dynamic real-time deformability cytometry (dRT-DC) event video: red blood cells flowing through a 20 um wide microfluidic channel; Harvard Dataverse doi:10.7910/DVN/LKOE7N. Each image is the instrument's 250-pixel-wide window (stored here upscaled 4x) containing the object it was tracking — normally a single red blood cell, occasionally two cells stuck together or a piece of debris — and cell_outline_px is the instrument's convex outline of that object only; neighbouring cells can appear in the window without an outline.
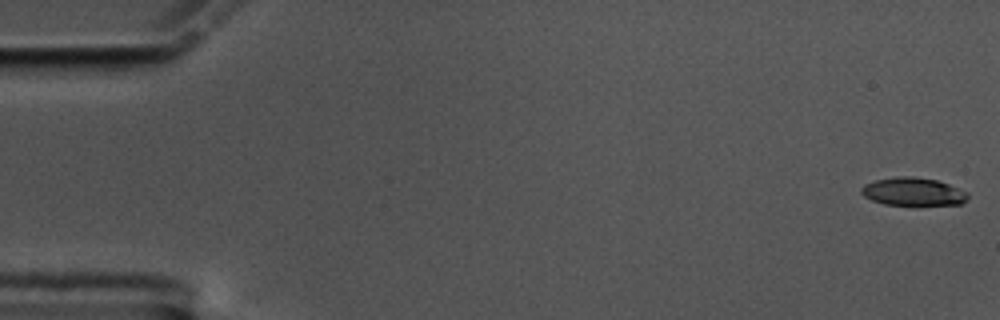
{"species": "common noctule bat (a hibernating species)", "species_latin": "Nyctalus noctula", "temperature_condition": "cold", "stored_images_in_passage": 58, "camera_frame_rate_fps": 3000, "um_per_image_px": 0.085, "animal": {"sex": "male", "body_mass_g": 17.5, "forearm_length_mm": 52.3}, "frame": {"image": 1, "passage_image": 1, "time_ms": 0.0, "image_size_px": [1000, 320], "cell_outline_px": [[968, 196], [960, 204], [884, 204], [872, 200], [864, 196], [860, 192], [860, 188], [864, 184], [876, 180], [896, 176], [912, 176], [936, 180], [948, 184], [968, 192]], "centroid_in_image_um": [77.57, 16.27], "position_along_channel_um": 7.4, "area_um2": 17.11}}
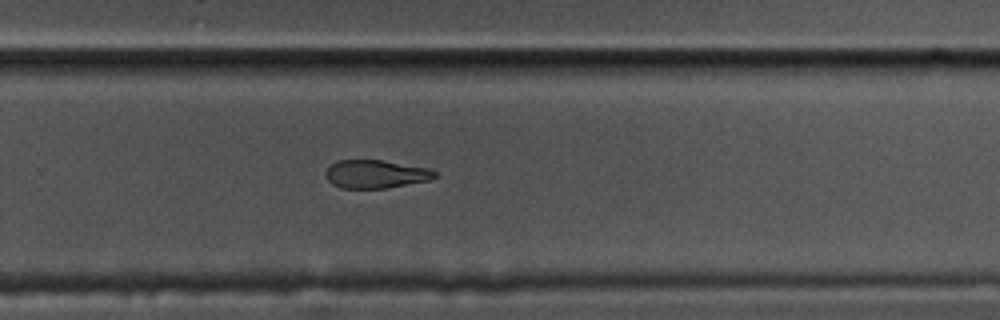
{"frame": {"image": 2, "passage_image": 38, "time_ms": 12.333, "image_size_px": [1000, 320], "cell_outline_px": [[436, 176], [432, 180], [388, 188], [340, 188], [332, 184], [328, 180], [324, 172], [336, 160], [380, 160], [428, 168], [436, 172]], "centroid_in_image_um": [31.93, 14.8], "position_along_channel_um": 297.9, "area_um2": 17.98}}
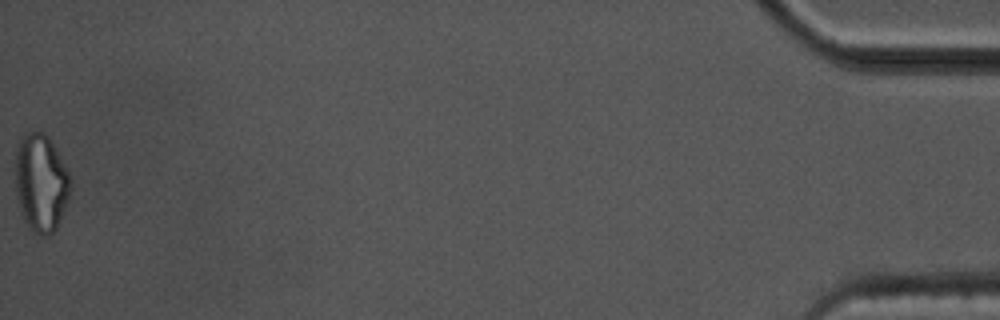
{"frame": {"image": 3, "passage_image": 58, "time_ms": 19.0, "image_size_px": [1000, 320], "cell_outline_px": [[72, 188], [68, 200], [56, 228], [48, 236], [40, 236], [28, 228], [24, 220], [16, 196], [16, 152], [20, 140], [24, 132], [44, 132], [52, 140], [72, 180]], "centroid_in_image_um": [3.5, 15.54], "position_along_channel_um": 431.7, "area_um2": 31.62}, "authors_computed_cell_mechanics": {"area_um2": 19.4208, "velocity_mm_per_s": 3.5003, "shape_relaxation_time_tau1_ms": null, "shape_relaxation_time_tau2_ms": 7.7283, "deformation_change_tau1": null, "deformation_change_tau2": 0.1801}}